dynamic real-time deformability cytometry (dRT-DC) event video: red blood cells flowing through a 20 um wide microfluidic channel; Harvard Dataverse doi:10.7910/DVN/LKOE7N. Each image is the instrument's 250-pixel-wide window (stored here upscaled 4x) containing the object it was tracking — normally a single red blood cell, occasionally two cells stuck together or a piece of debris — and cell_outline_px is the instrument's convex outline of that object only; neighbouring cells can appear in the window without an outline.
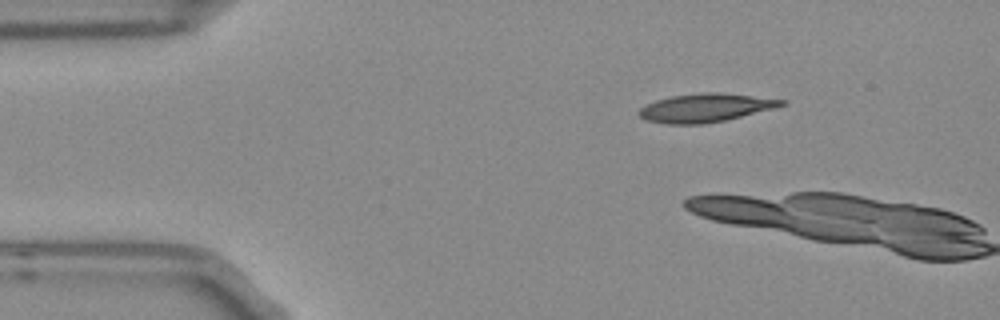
{"species": "Egyptian fruit bat (a non-hibernating species)", "species_latin": "Rousettus aegyptiacus", "temperature_condition": "room temperature", "stored_images_in_passage": 5, "camera_frame_rate_fps": 3000, "um_per_image_px": 0.085, "frame": {"image": 1, "passage_image": 1, "time_ms": 0.0, "image_size_px": [1000, 320], "cell_outline_px": [[788, 104], [776, 108], [724, 120], [704, 124], [664, 124], [644, 120], [636, 112], [644, 104], [656, 100], [672, 96], [700, 92], [720, 92], [788, 100]], "centroid_in_image_um": [59.95, 9.16], "position_along_channel_um": 25.0, "area_um2": 23.93}}